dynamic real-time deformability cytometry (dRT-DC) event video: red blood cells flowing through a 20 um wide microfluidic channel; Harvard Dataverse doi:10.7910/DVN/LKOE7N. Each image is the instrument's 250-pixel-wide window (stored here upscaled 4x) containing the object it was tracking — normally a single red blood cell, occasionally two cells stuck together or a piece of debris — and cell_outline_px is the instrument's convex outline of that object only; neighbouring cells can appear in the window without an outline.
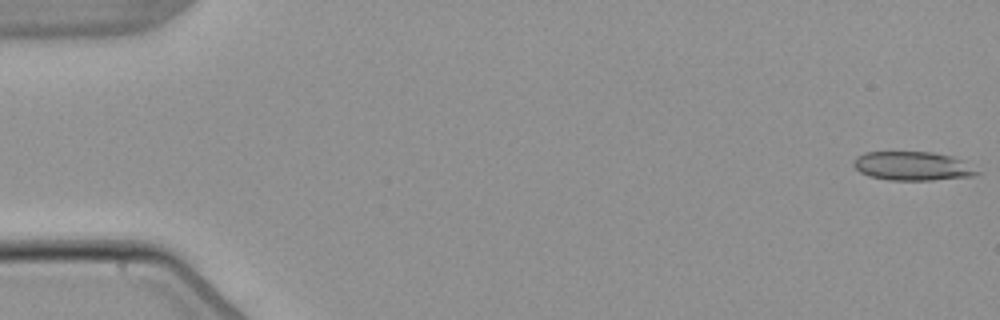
{"species": "common noctule bat (a hibernating species)", "species_latin": "Nyctalus noctula", "temperature_condition": "warm", "stored_images_in_passage": 5, "camera_frame_rate_fps": 3000, "um_per_image_px": 0.085, "animal": {"sex": "male", "body_mass_g": 21.5, "forearm_length_mm": 52.0}, "frame": {"image": 1, "passage_image": 1, "time_ms": 0.0, "image_size_px": [1000, 320], "cell_outline_px": [[984, 172], [976, 176], [932, 180], [888, 180], [868, 176], [860, 172], [852, 164], [852, 160], [856, 156], [864, 152], [932, 152], [952, 156]], "centroid_in_image_um": [77.57, 14.12], "position_along_channel_um": 7.4, "area_um2": 21.04}}
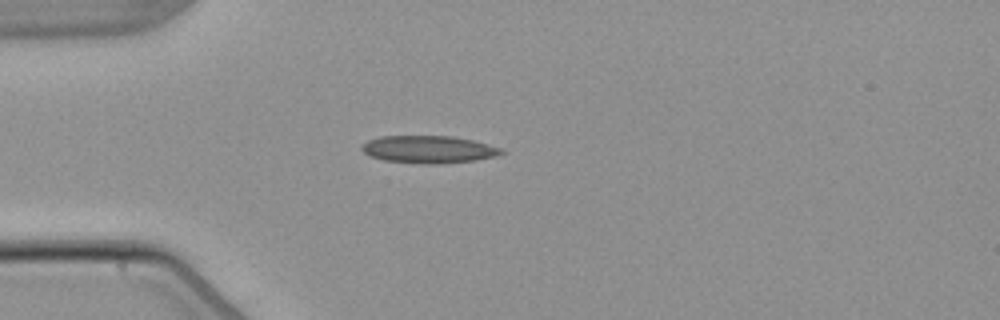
{"frame": {"image": 2, "passage_image": 5, "time_ms": 4.667, "image_size_px": [1000, 320], "cell_outline_px": [[504, 152], [496, 156], [476, 160], [440, 164], [424, 164], [384, 160], [372, 156], [364, 152], [360, 148], [368, 140], [380, 136], [452, 136], [472, 140], [500, 148]], "centroid_in_image_um": [36.42, 12.7], "position_along_channel_um": 48.6, "area_um2": 22.14}}